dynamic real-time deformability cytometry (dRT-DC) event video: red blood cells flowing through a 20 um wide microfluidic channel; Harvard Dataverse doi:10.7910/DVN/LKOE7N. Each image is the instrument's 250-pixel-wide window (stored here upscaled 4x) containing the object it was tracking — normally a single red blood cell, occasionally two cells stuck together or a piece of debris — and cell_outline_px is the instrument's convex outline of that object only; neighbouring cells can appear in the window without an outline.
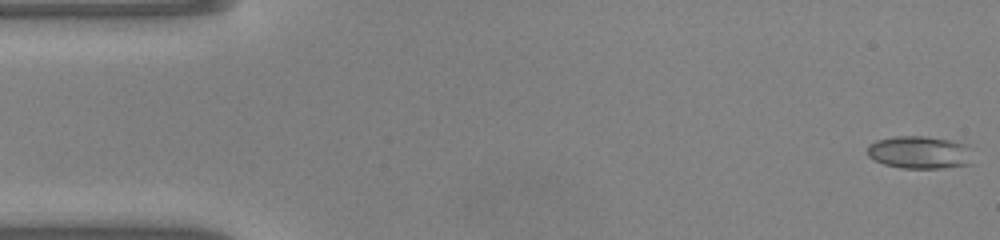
{"species": "common noctule bat (a hibernating species)", "species_latin": "Nyctalus noctula", "temperature_condition": "warm", "stored_images_in_passage": 48, "camera_frame_rate_fps": 3000, "um_per_image_px": 0.085, "animal": {"sex": "male", "body_mass_g": 20.0, "forearm_length_mm": 53.3}, "frame": {"image": 1, "passage_image": 1, "time_ms": 0.0, "image_size_px": [1000, 240], "cell_outline_px": [[972, 164], [944, 168], [900, 168], [884, 164], [868, 156], [868, 144], [876, 140], [896, 136], [924, 136], [948, 140], [968, 144]], "centroid_in_image_um": [78.17, 12.95], "position_along_channel_um": 6.8, "area_um2": 20.11}}
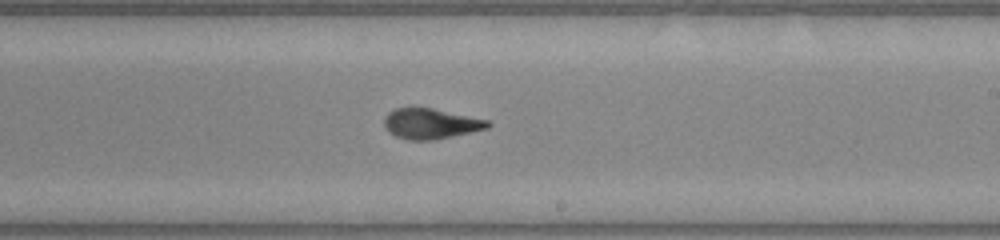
{"frame": {"image": 2, "passage_image": 28, "time_ms": 9.0, "image_size_px": [1000, 240], "cell_outline_px": [[492, 124], [488, 128], [452, 136], [432, 140], [408, 140], [396, 136], [388, 132], [384, 124], [384, 116], [388, 112], [396, 108], [432, 108], [488, 120]], "centroid_in_image_um": [36.59, 10.51], "position_along_channel_um": 252.4, "area_um2": 18.21}}
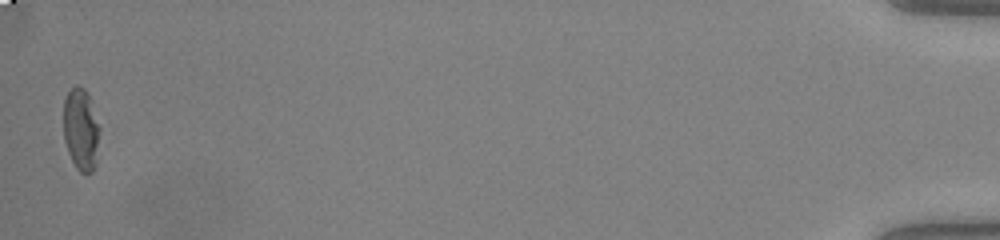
{"frame": {"image": 3, "passage_image": 48, "time_ms": 15.667, "image_size_px": [1000, 240], "cell_outline_px": [[100, 128], [96, 164], [92, 172], [84, 176], [76, 168], [68, 152], [64, 140], [64, 100], [68, 92], [76, 84], [84, 88], [92, 100]], "centroid_in_image_um": [6.9, 11.02], "position_along_channel_um": 428.3, "area_um2": 17.69}, "authors_computed_cell_mechanics": {"area_um2": 18.9584, "velocity_mm_per_s": 4.1548, "shape_relaxation_time_tau1_ms": 6.3949, "shape_relaxation_time_tau2_ms": 1.5926, "deformation_change_tau1": 0.2245, "deformation_change_tau2": 0.0851}}